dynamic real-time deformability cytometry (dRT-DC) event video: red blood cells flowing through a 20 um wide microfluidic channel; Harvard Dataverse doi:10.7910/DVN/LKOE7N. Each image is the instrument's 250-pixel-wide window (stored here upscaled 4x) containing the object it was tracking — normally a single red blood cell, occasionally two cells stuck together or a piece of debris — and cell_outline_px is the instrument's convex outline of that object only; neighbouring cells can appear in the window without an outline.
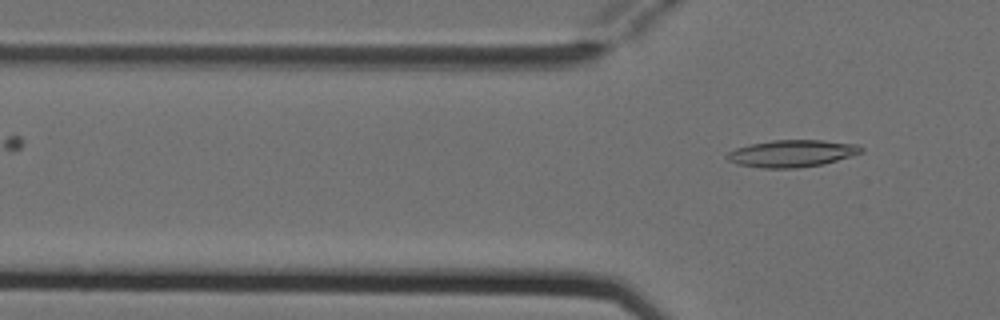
{"species": "Egyptian fruit bat (a non-hibernating species)", "species_latin": "Rousettus aegyptiacus", "temperature_condition": "cold", "stored_images_in_passage": 3, "camera_frame_rate_fps": 3000, "um_per_image_px": 0.085, "animal": {"sex": "female"}, "frame": {"image": 1, "passage_image": 3, "time_ms": 0.667, "image_size_px": [1000, 320], "cell_outline_px": [[864, 152], [852, 156], [824, 164], [796, 168], [764, 168], [736, 164], [728, 160], [724, 156], [728, 152], [736, 148], [752, 144], [772, 140], [824, 140], [856, 144], [864, 148]], "centroid_in_image_um": [67.34, 13.04], "position_along_channel_um": 58.5, "area_um2": 21.27}}